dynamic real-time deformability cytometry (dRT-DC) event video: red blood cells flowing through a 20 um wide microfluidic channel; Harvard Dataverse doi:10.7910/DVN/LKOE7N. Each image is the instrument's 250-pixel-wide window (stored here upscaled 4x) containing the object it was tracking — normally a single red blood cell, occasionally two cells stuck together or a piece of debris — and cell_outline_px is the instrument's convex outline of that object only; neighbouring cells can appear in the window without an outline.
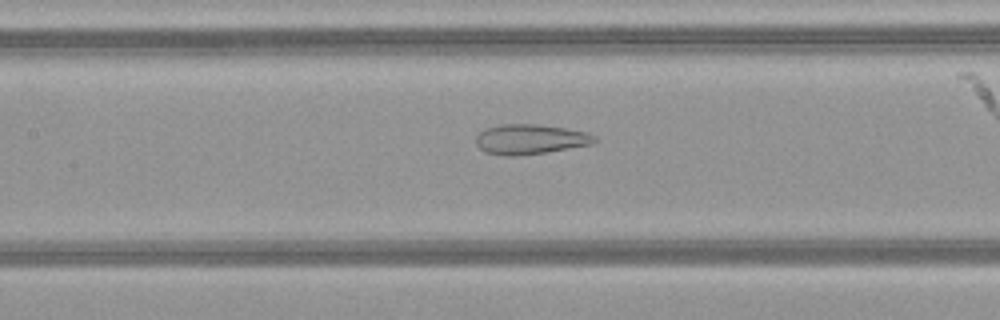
{"species": "common noctule bat (a hibernating species)", "species_latin": "Nyctalus noctula", "temperature_condition": "warm", "stored_images_in_passage": 34, "camera_frame_rate_fps": 3000, "um_per_image_px": 0.085, "animal": {"sex": "female", "body_mass_g": 21.9}, "frame": {"image": 1, "passage_image": 17, "time_ms": 5.333, "image_size_px": [1000, 320], "cell_outline_px": [[596, 140], [592, 144], [544, 152], [512, 156], [504, 156], [484, 152], [476, 144], [476, 136], [484, 128], [500, 124], [536, 124], [564, 128], [588, 132], [596, 136]], "centroid_in_image_um": [45.03, 11.83], "position_along_channel_um": 162.4, "area_um2": 20.63}}
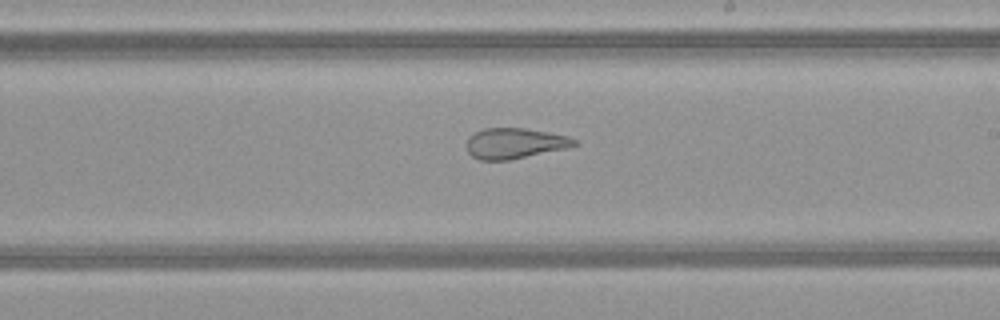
{"frame": {"image": 2, "passage_image": 23, "time_ms": 7.333, "image_size_px": [1000, 320], "cell_outline_px": [[580, 144], [564, 148], [508, 160], [480, 160], [472, 156], [468, 152], [468, 140], [476, 132], [484, 128], [524, 128], [548, 132], [568, 136], [576, 140]], "centroid_in_image_um": [43.77, 12.18], "position_along_channel_um": 245.2, "area_um2": 18.79}}
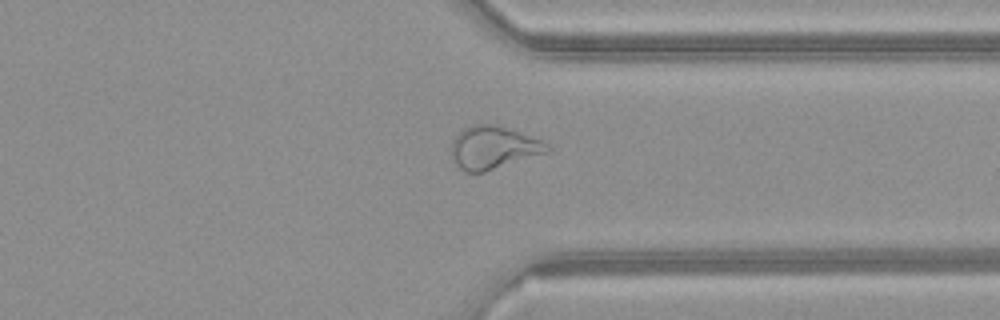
{"frame": {"image": 3, "passage_image": 32, "time_ms": 10.333, "image_size_px": [1000, 320], "cell_outline_px": [[552, 148], [548, 152], [484, 172], [464, 172], [452, 160], [452, 140], [464, 128], [472, 124], [496, 124], [544, 140]], "centroid_in_image_um": [41.95, 12.54], "position_along_channel_um": 369.4, "area_um2": 23.99}}